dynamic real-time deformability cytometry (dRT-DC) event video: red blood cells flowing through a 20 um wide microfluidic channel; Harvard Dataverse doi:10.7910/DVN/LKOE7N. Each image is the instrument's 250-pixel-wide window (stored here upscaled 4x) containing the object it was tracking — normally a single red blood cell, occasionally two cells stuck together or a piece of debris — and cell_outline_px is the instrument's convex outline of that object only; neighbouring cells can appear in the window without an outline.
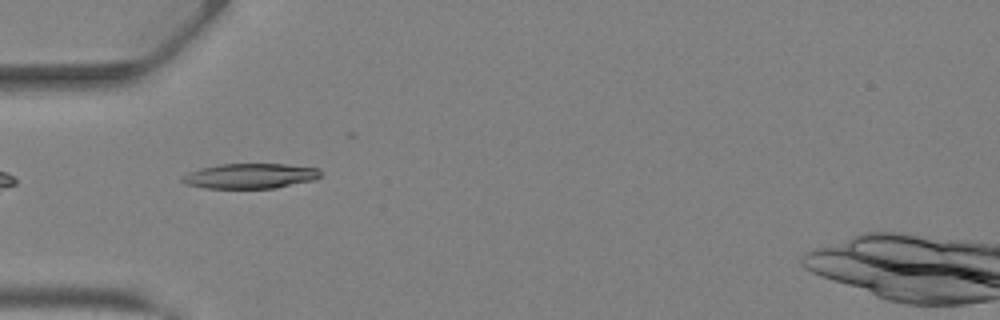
{"species": "Egyptian fruit bat (a non-hibernating species)", "species_latin": "Rousettus aegyptiacus", "temperature_condition": "warm", "stored_images_in_passage": 29, "camera_frame_rate_fps": 3000, "um_per_image_px": 0.085, "animal": {"sex": "female"}, "frame": {"image": 1, "passage_image": 3, "time_ms": 0.667, "image_size_px": [1000, 320], "cell_outline_px": [[320, 176], [316, 180], [276, 188], [204, 188], [184, 184], [180, 180], [180, 176], [188, 172], [200, 168], [220, 164], [284, 164], [320, 168]], "centroid_in_image_um": [21.24, 14.96], "position_along_channel_um": 63.8, "area_um2": 20.46}}
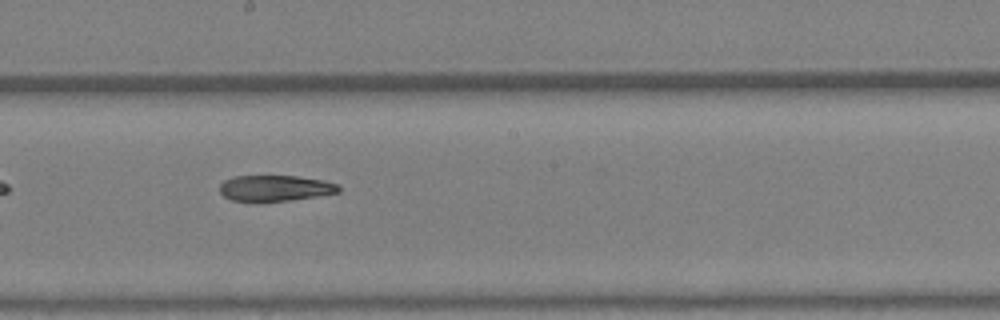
{"frame": {"image": 2, "passage_image": 13, "time_ms": 4.0, "image_size_px": [1000, 320], "cell_outline_px": [[340, 192], [292, 200], [232, 200], [224, 196], [220, 192], [220, 184], [224, 180], [236, 176], [296, 176], [324, 180], [340, 184]], "centroid_in_image_um": [23.43, 15.97], "position_along_channel_um": 224.8, "area_um2": 17.69}}
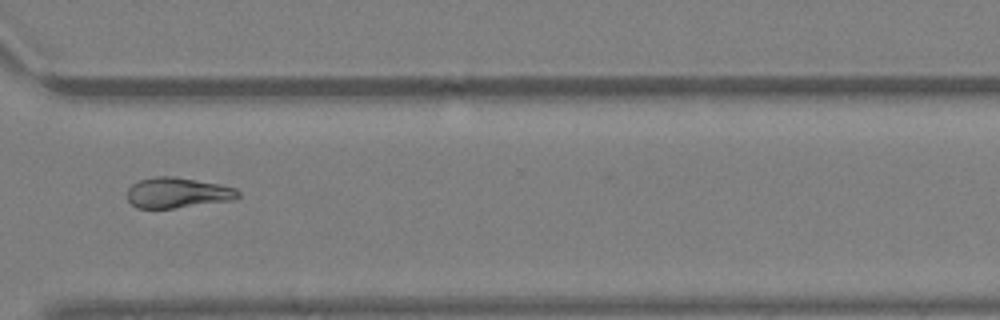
{"frame": {"image": 3, "passage_image": 21, "time_ms": 6.667, "image_size_px": [1000, 320], "cell_outline_px": [[240, 196], [236, 200], [172, 208], [136, 208], [128, 200], [128, 188], [132, 184], [140, 180], [152, 176], [176, 176], [236, 188], [240, 192]], "centroid_in_image_um": [15.1, 16.38], "position_along_channel_um": 355.5, "area_um2": 19.71}}